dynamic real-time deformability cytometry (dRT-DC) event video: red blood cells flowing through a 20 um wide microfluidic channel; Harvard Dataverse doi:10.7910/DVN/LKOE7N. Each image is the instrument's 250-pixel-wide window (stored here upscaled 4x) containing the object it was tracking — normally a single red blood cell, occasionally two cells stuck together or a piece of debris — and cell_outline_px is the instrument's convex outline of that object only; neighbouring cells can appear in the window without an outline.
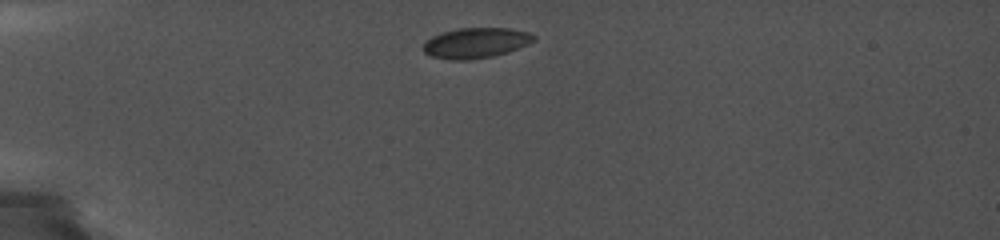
{"species": "common noctule bat (a hibernating species)", "species_latin": "Nyctalus noctula", "temperature_condition": "cold", "stored_images_in_passage": 40, "camera_frame_rate_fps": 5000, "um_per_image_px": 0.085, "animal": {"sex": "female", "body_mass_g": 19.0, "forearm_length_mm": 56.7}, "frame": {"image": 1, "passage_image": 1, "time_ms": 0.0, "image_size_px": [1000, 240], "cell_outline_px": [[536, 40], [528, 44], [508, 52], [492, 56], [468, 60], [448, 60], [428, 56], [424, 52], [424, 44], [432, 36], [444, 32], [460, 28], [508, 28], [528, 32], [536, 36]], "centroid_in_image_um": [40.45, 3.66], "position_along_channel_um": 44.5, "area_um2": 19.54}}
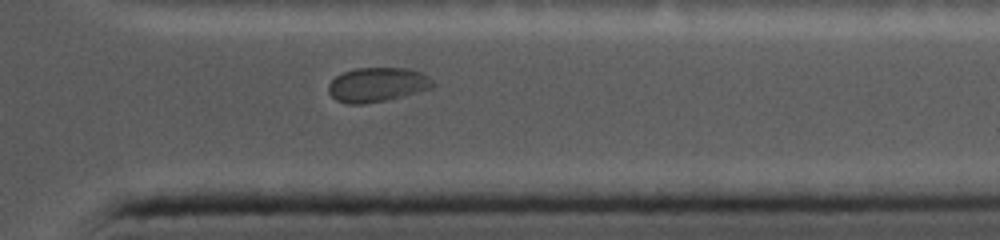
{"frame": {"image": 2, "passage_image": 33, "time_ms": 10.2, "image_size_px": [1000, 240], "cell_outline_px": [[436, 84], [432, 88], [404, 96], [364, 104], [348, 104], [336, 100], [328, 92], [328, 84], [336, 76], [344, 72], [356, 68], [408, 68], [420, 72], [428, 76]], "centroid_in_image_um": [32.07, 7.2], "position_along_channel_um": 379.3, "area_um2": 20.92}}
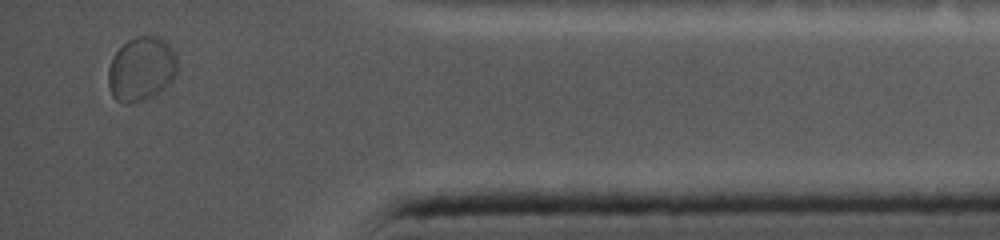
{"frame": {"image": 3, "passage_image": 38, "time_ms": 11.8, "image_size_px": [1000, 240], "cell_outline_px": [[180, 64], [172, 80], [160, 92], [144, 100], [128, 104], [124, 104], [116, 100], [112, 96], [108, 84], [108, 68], [116, 52], [128, 40], [136, 36], [156, 36], [164, 40], [172, 48]], "centroid_in_image_um": [12.03, 5.87], "position_along_channel_um": 423.2, "area_um2": 26.01}}